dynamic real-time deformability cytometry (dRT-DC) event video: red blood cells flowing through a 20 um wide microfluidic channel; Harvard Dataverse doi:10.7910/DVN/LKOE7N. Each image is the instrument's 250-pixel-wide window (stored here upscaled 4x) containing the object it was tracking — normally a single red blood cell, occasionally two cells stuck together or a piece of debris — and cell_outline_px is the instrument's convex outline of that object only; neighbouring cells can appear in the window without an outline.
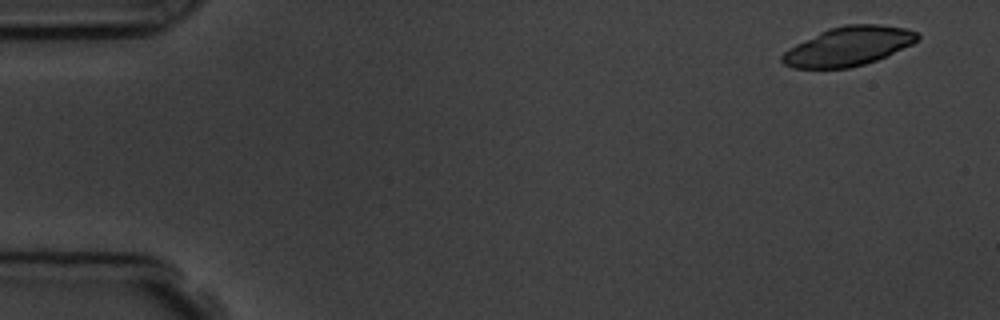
{"species": "common noctule bat (a hibernating species)", "species_latin": "Nyctalus noctula", "temperature_condition": "room temperature", "stored_images_in_passage": 4, "camera_frame_rate_fps": 3000, "um_per_image_px": 0.085, "animal": {"sex": "male", "body_mass_g": 19.5, "forearm_length_mm": 54.6}, "frame": {"image": 1, "passage_image": 1, "time_ms": 0.0, "image_size_px": [1000, 320], "cell_outline_px": [[920, 36], [912, 44], [876, 60], [864, 64], [848, 68], [792, 68], [784, 64], [780, 60], [780, 56], [788, 48], [828, 28], [844, 24], [880, 24], [904, 28], [916, 32]], "centroid_in_image_um": [72.07, 3.93], "position_along_channel_um": 12.9, "area_um2": 30.63}}